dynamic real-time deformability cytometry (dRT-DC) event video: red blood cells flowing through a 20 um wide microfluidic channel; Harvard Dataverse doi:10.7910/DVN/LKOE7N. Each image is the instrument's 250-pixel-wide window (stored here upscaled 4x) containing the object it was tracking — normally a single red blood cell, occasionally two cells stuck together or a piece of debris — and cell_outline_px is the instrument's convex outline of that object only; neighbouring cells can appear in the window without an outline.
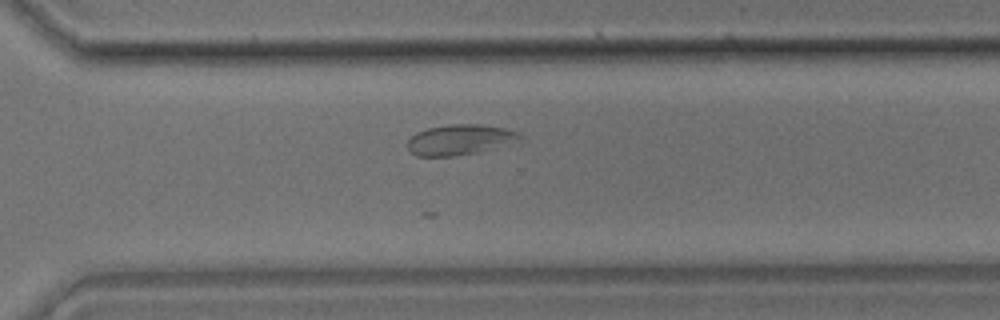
{"species": "common noctule bat (a hibernating species)", "species_latin": "Nyctalus noctula", "temperature_condition": "room temperature", "stored_images_in_passage": 32, "camera_frame_rate_fps": 3000, "um_per_image_px": 0.085, "animal": {"sex": "male", "body_mass_g": 17.9}, "frame": {"image": 1, "passage_image": 26, "time_ms": 8.333, "image_size_px": [1000, 320], "cell_outline_px": [[524, 140], [476, 152], [452, 156], [416, 156], [408, 148], [408, 140], [416, 132], [428, 128], [448, 124], [484, 124], [504, 128], [520, 132], [524, 136]], "centroid_in_image_um": [39.14, 11.86], "position_along_channel_um": 331.5, "area_um2": 20.0}}